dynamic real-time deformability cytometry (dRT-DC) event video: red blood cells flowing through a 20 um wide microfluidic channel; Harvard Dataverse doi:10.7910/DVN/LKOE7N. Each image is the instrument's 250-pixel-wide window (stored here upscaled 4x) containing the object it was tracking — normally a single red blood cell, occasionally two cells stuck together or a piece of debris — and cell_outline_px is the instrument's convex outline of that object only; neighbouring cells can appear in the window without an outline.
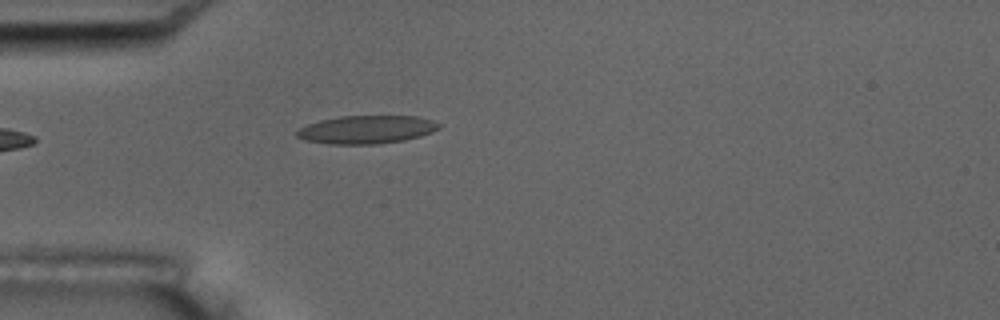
{"species": "common noctule bat (a hibernating species)", "species_latin": "Nyctalus noctula", "temperature_condition": "room temperature", "stored_images_in_passage": 5, "camera_frame_rate_fps": 3000, "um_per_image_px": 0.085, "animal": {"sex": "male", "body_mass_g": 17.5, "forearm_length_mm": 52.3}, "frame": {"image": 1, "passage_image": 5, "time_ms": 4.333, "image_size_px": [1000, 320], "cell_outline_px": [[440, 128], [432, 132], [420, 136], [404, 140], [376, 144], [328, 144], [304, 140], [296, 136], [296, 132], [300, 128], [308, 124], [320, 120], [340, 116], [416, 116], [432, 120], [440, 124]], "centroid_in_image_um": [31.15, 11.01], "position_along_channel_um": 53.9, "area_um2": 23.29}}